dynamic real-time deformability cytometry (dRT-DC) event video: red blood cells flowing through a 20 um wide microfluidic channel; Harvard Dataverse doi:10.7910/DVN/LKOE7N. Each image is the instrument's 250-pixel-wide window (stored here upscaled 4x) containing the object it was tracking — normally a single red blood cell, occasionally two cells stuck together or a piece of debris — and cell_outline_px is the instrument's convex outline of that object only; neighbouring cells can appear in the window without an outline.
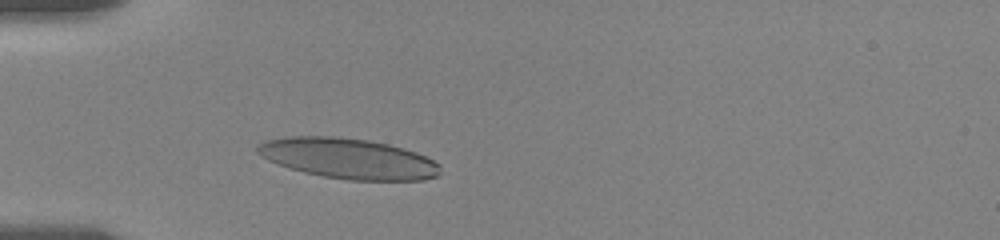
{"species": "human", "species_latin": "Homo sapiens", "temperature_condition": "room temperature", "stored_images_in_passage": 21, "camera_frame_rate_fps": 3000, "um_per_image_px": 0.085, "donor": {"sex": "female"}, "frame": {"image": 1, "passage_image": 4, "time_ms": 2.0, "image_size_px": [1000, 240], "cell_outline_px": [[440, 172], [436, 176], [424, 180], [348, 180], [324, 176], [304, 172], [288, 168], [268, 160], [256, 152], [256, 148], [260, 144], [268, 140], [284, 136], [332, 136], [368, 140], [388, 144], [404, 148], [416, 152], [440, 164]], "centroid_in_image_um": [29.6, 13.47], "position_along_channel_um": 55.4, "area_um2": 42.95}}
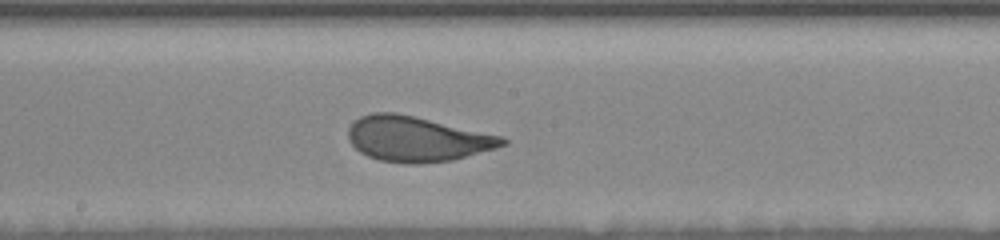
{"frame": {"image": 2, "passage_image": 11, "time_ms": 6.667, "image_size_px": [1000, 240], "cell_outline_px": [[508, 144], [496, 148], [452, 160], [420, 164], [404, 164], [380, 160], [368, 156], [360, 152], [348, 140], [348, 128], [352, 120], [360, 116], [372, 112], [396, 112], [504, 136], [508, 140]], "centroid_in_image_um": [35.43, 11.8], "position_along_channel_um": 212.8, "area_um2": 40.92}}
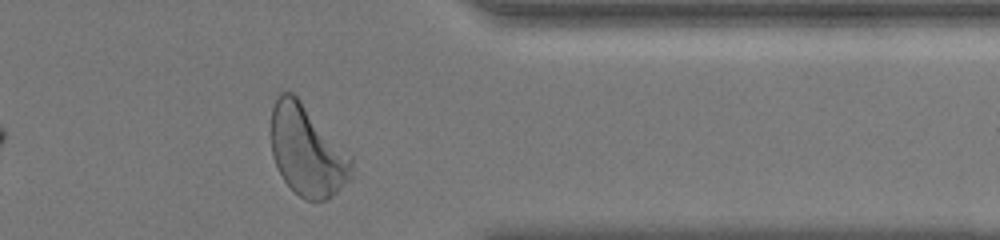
{"frame": {"image": 3, "passage_image": 19, "time_ms": 11.667, "image_size_px": [1000, 240], "cell_outline_px": [[352, 180], [328, 200], [304, 200], [284, 180], [272, 156], [272, 108], [276, 96], [280, 92], [292, 92], [300, 100], [352, 156]], "centroid_in_image_um": [26.13, 12.84], "position_along_channel_um": 385.3, "area_um2": 42.37}, "authors_computed_cell_mechanics": {"area_um2": 40.46, "velocity_mm_per_s": 3.5974, "shape_relaxation_time_tau1_ms": 3.0299, "shape_relaxation_time_tau2_ms": null, "deformation_change_tau1": 0.1593, "deformation_change_tau2": null}}